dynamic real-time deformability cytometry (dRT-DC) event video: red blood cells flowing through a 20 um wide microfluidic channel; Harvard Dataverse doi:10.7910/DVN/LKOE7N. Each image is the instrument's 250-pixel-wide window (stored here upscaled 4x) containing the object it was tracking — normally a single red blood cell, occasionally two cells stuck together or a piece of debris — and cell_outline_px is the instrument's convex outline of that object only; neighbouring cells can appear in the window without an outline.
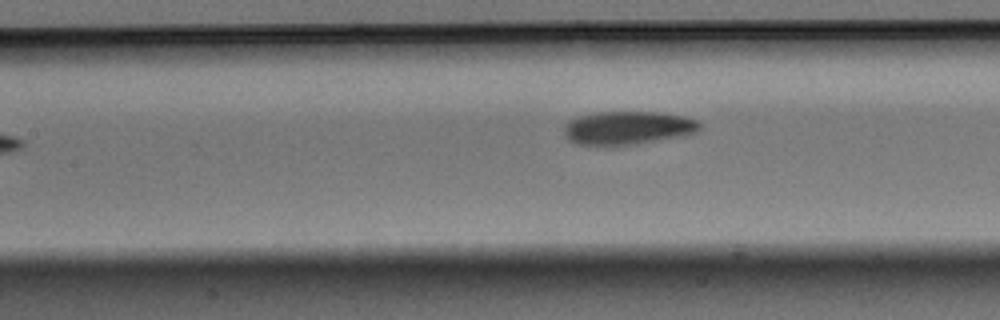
{"species": "Egyptian fruit bat (a non-hibernating species)", "species_latin": "Rousettus aegyptiacus", "temperature_condition": "warm", "stored_images_in_passage": 9, "segment_of_instrument_passage": [2, 2], "camera_frame_rate_fps": 3000, "um_per_image_px": 0.085, "animal": {"sex": "male"}, "frame": {"image": 1, "passage_image": 9, "time_ms": 2.667, "image_size_px": [1000, 320], "cell_outline_px": [[700, 128], [696, 132], [680, 136], [632, 144], [580, 144], [568, 140], [564, 132], [564, 124], [568, 120], [580, 116], [600, 112], [656, 112], [684, 116], [696, 120], [700, 124]], "centroid_in_image_um": [53.34, 10.85], "position_along_channel_um": 154.1, "area_um2": 25.78}}